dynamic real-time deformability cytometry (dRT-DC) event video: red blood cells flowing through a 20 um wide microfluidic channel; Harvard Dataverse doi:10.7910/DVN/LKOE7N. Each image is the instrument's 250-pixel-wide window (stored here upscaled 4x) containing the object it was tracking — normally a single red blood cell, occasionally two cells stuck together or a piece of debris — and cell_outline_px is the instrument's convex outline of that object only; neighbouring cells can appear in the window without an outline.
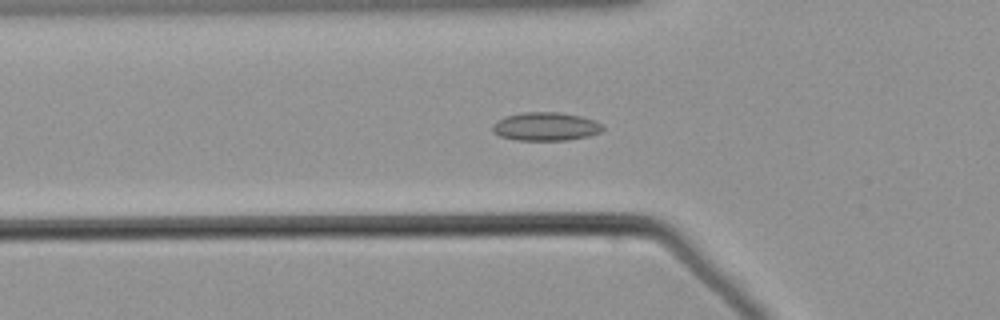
{"species": "common noctule bat (a hibernating species)", "species_latin": "Nyctalus noctula", "temperature_condition": "warm", "stored_images_in_passage": 54, "camera_frame_rate_fps": 3000, "um_per_image_px": 0.085, "animal": {"sex": "male", "body_mass_g": 21.5, "forearm_length_mm": 52.0}, "frame": {"image": 1, "passage_image": 18, "time_ms": 5.667, "image_size_px": [1000, 320], "cell_outline_px": [[604, 128], [600, 132], [588, 136], [568, 140], [516, 140], [500, 136], [492, 132], [492, 124], [496, 120], [504, 116], [524, 112], [560, 112], [580, 116], [596, 120], [604, 124]], "centroid_in_image_um": [46.38, 10.75], "position_along_channel_um": 79.4, "area_um2": 18.5}}
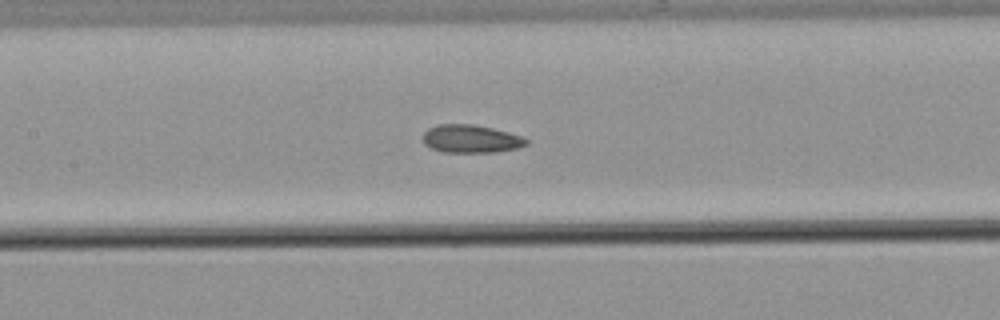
{"frame": {"image": 2, "passage_image": 25, "time_ms": 8.0, "image_size_px": [1000, 320], "cell_outline_px": [[528, 144], [516, 148], [496, 152], [440, 152], [424, 144], [424, 132], [428, 128], [436, 124], [472, 124], [492, 128], [508, 132], [520, 136], [528, 140]], "centroid_in_image_um": [40.0, 11.8], "position_along_channel_um": 167.4, "area_um2": 16.82}}
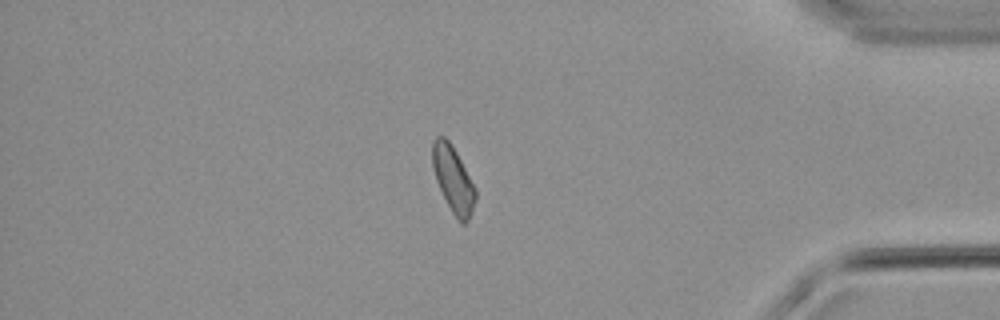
{"frame": {"image": 3, "passage_image": 46, "time_ms": 15.0, "image_size_px": [1000, 320], "cell_outline_px": [[476, 200], [472, 212], [468, 220], [464, 224], [460, 224], [456, 220], [436, 180], [432, 168], [432, 140], [436, 136], [444, 136], [452, 144], [476, 188]], "centroid_in_image_um": [38.52, 15.24], "position_along_channel_um": 396.7, "area_um2": 16.7}}